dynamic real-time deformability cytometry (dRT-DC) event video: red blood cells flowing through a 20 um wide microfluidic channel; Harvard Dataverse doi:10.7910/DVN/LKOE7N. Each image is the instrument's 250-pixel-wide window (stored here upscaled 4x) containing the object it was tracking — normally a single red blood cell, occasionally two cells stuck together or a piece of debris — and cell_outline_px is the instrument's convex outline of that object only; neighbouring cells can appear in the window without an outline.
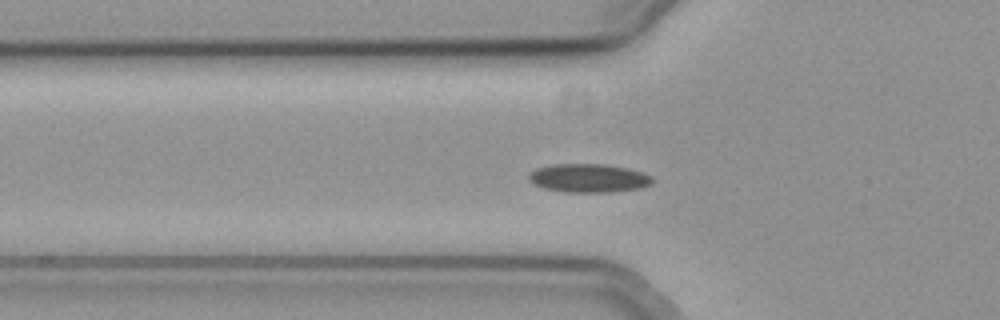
{"species": "common noctule bat (a hibernating species)", "species_latin": "Nyctalus noctula", "temperature_condition": "cold", "stored_images_in_passage": 58, "camera_frame_rate_fps": 3000, "um_per_image_px": 0.085, "animal": {"sex": "female", "body_mass_g": 19.3, "forearm_length_mm": 54.1}, "frame": {"image": 1, "passage_image": 20, "time_ms": 6.333, "image_size_px": [1000, 320], "cell_outline_px": [[652, 184], [640, 188], [612, 192], [564, 192], [544, 188], [532, 184], [528, 180], [528, 172], [536, 168], [556, 164], [604, 164], [628, 168], [644, 172], [652, 176]], "centroid_in_image_um": [50.02, 15.14], "position_along_channel_um": 75.8, "area_um2": 20.81}}
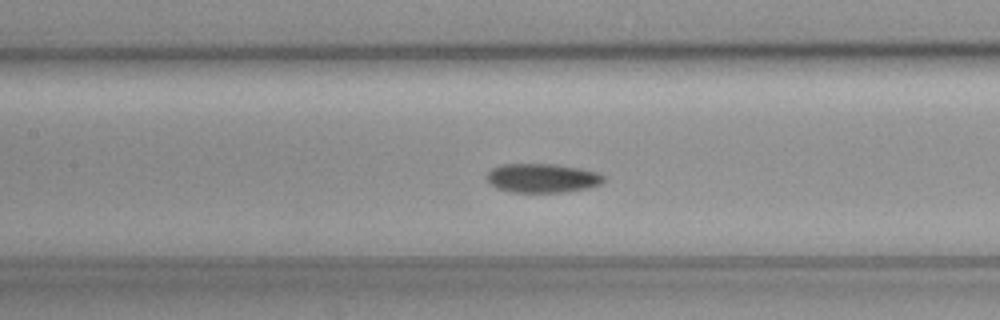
{"frame": {"image": 2, "passage_image": 27, "time_ms": 8.667, "image_size_px": [1000, 320], "cell_outline_px": [[604, 180], [600, 184], [588, 188], [564, 192], [512, 192], [496, 188], [488, 184], [484, 176], [492, 168], [500, 164], [556, 164], [580, 168], [596, 172], [604, 176]], "centroid_in_image_um": [46.03, 15.13], "position_along_channel_um": 161.4, "area_um2": 20.0}}
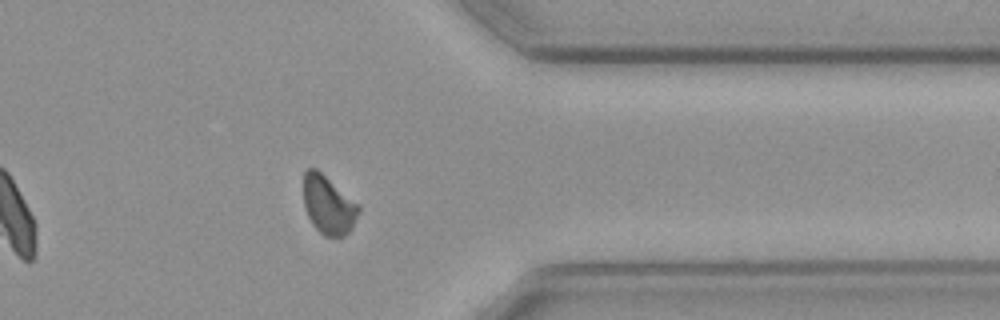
{"frame": {"image": 3, "passage_image": 46, "time_ms": 15.0, "image_size_px": [1000, 320], "cell_outline_px": [[360, 208], [352, 228], [344, 236], [324, 236], [312, 224], [308, 216], [304, 204], [304, 172], [308, 168], [316, 168], [360, 204]], "centroid_in_image_um": [27.92, 17.41], "position_along_channel_um": 383.5, "area_um2": 18.73}, "authors_computed_cell_mechanics": {"area_um2": 19.7098, "velocity_mm_per_s": 3.6654, "shape_relaxation_time_tau1_ms": 4.7174, "shape_relaxation_time_tau2_ms": null, "deformation_change_tau1": 0.0814, "deformation_change_tau2": null}}